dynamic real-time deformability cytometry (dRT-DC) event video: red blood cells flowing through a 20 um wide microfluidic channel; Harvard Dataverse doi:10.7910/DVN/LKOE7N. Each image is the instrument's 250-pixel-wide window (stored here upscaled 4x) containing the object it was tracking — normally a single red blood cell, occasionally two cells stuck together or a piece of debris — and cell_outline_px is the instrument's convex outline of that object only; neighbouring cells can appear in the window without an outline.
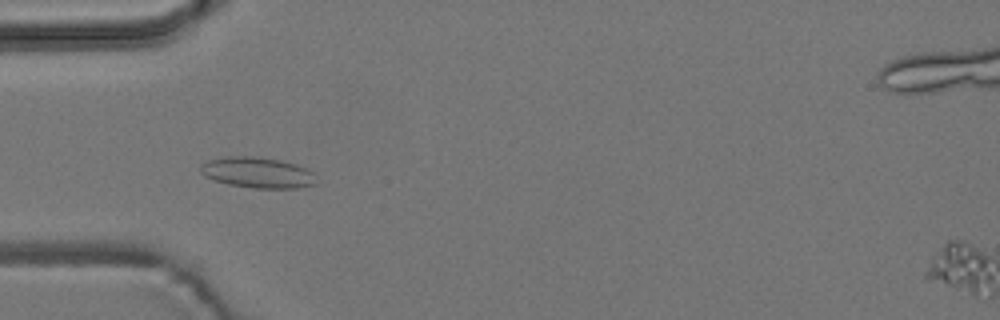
{"species": "common noctule bat (a hibernating species)", "species_latin": "Nyctalus noctula", "temperature_condition": "room temperature", "stored_images_in_passage": 5, "camera_frame_rate_fps": 3000, "um_per_image_px": 0.085, "animal": {"sex": "male", "body_mass_g": 19.2, "forearm_length_mm": 51.8}, "frame": {"image": 1, "passage_image": 4, "time_ms": 3.667, "image_size_px": [1000, 320], "cell_outline_px": [[316, 184], [296, 188], [252, 188], [228, 184], [212, 180], [204, 176], [200, 172], [200, 164], [208, 160], [224, 156], [256, 156], [280, 160], [296, 164], [308, 168], [312, 172]], "centroid_in_image_um": [21.85, 14.66], "position_along_channel_um": 63.2, "area_um2": 20.98}}